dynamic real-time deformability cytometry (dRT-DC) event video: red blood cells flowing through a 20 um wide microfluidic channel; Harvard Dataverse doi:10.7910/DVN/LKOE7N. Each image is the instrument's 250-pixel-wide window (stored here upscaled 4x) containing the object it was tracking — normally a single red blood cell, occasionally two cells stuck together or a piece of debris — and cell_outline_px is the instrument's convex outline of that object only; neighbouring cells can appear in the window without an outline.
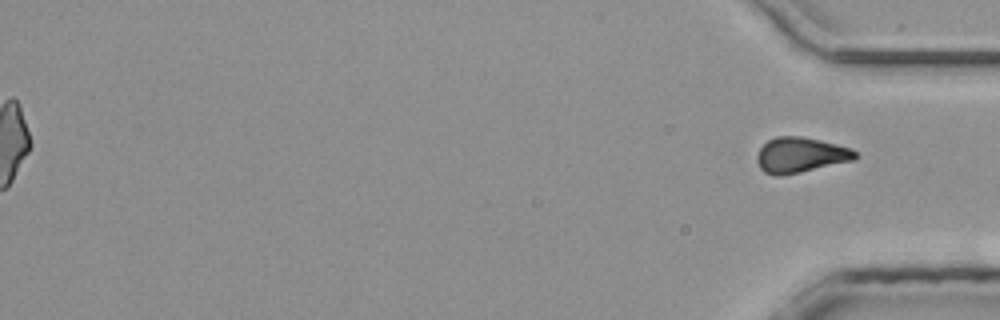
{"species": "common noctule bat (a hibernating species)", "species_latin": "Nyctalus noctula", "temperature_condition": "room temperature", "stored_images_in_passage": 39, "segment_of_instrument_passage": [2, 2], "camera_frame_rate_fps": 3000, "um_per_image_px": 0.085, "animal": {"sex": "male", "body_mass_g": 20.4}, "frame": {"image": 1, "passage_image": 39, "time_ms": 12.667, "image_size_px": [1000, 320], "cell_outline_px": [[856, 156], [852, 160], [800, 172], [780, 176], [772, 176], [764, 172], [760, 168], [756, 160], [756, 156], [760, 148], [768, 140], [776, 136], [800, 136], [820, 140], [852, 148], [856, 152]], "centroid_in_image_um": [67.99, 13.17], "position_along_channel_um": 367.2, "area_um2": 20.11}}